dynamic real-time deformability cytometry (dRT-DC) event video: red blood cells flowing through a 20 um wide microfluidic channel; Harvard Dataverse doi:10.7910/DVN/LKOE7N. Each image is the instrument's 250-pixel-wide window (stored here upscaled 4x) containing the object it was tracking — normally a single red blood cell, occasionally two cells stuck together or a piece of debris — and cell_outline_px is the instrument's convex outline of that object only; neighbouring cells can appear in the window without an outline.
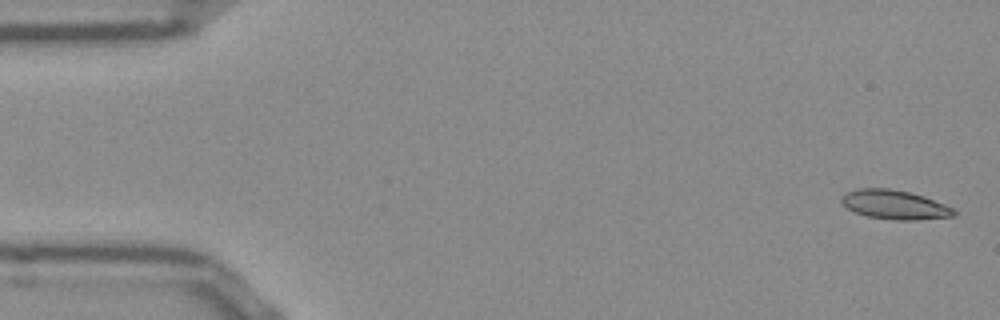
{"species": "Egyptian fruit bat (a non-hibernating species)", "species_latin": "Rousettus aegyptiacus", "temperature_condition": "room temperature", "stored_images_in_passage": 51, "camera_frame_rate_fps": 3000, "um_per_image_px": 0.085, "frame": {"image": 1, "passage_image": 1, "time_ms": 0.0, "image_size_px": [1000, 320], "cell_outline_px": [[956, 212], [952, 216], [916, 220], [892, 220], [868, 216], [856, 212], [840, 204], [840, 196], [856, 188], [888, 188], [908, 192], [924, 196], [956, 208]], "centroid_in_image_um": [76.03, 17.39], "position_along_channel_um": 9.0, "area_um2": 19.19}}
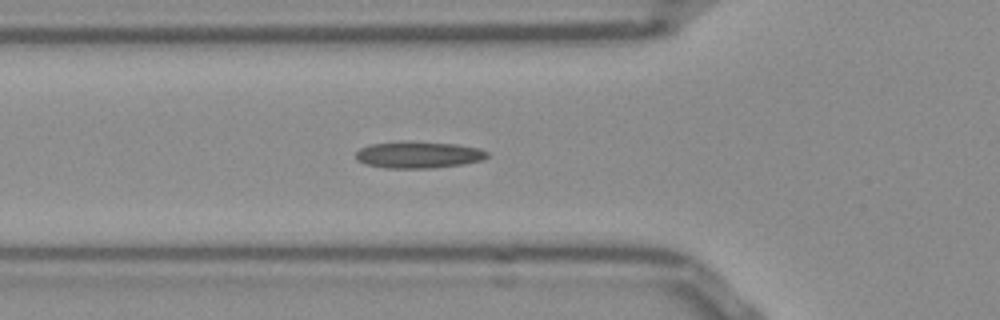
{"frame": {"image": 2, "passage_image": 17, "time_ms": 5.333, "image_size_px": [1000, 320], "cell_outline_px": [[488, 156], [484, 160], [464, 164], [432, 168], [384, 168], [364, 164], [356, 160], [356, 152], [360, 148], [372, 144], [456, 144], [480, 148], [488, 152]], "centroid_in_image_um": [35.61, 13.21], "position_along_channel_um": 90.2, "area_um2": 19.59}}
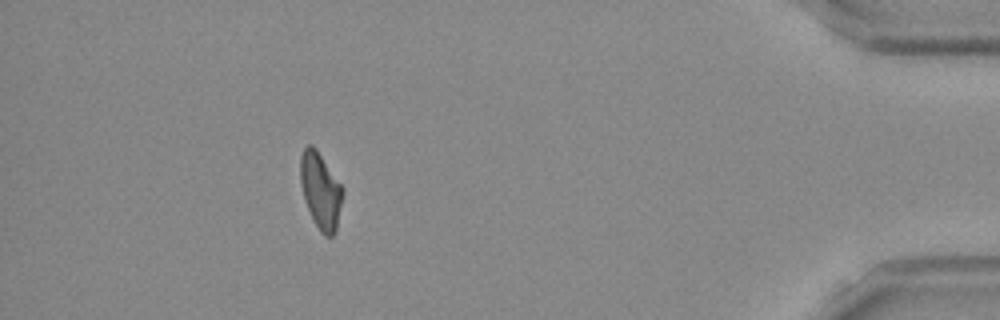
{"frame": {"image": 3, "passage_image": 46, "time_ms": 15.0, "image_size_px": [1000, 320], "cell_outline_px": [[344, 192], [336, 228], [332, 236], [324, 236], [320, 232], [304, 200], [300, 180], [300, 156], [304, 148], [308, 144], [312, 144], [316, 148], [344, 188]], "centroid_in_image_um": [27.25, 16.17], "position_along_channel_um": 408.0, "area_um2": 18.73}, "authors_computed_cell_mechanics": {"area_um2": 19.074, "velocity_mm_per_s": 3.8859, "shape_relaxation_time_tau1_ms": null, "shape_relaxation_time_tau2_ms": 7.2784, "deformation_change_tau1": null, "deformation_change_tau2": 0.1816}}